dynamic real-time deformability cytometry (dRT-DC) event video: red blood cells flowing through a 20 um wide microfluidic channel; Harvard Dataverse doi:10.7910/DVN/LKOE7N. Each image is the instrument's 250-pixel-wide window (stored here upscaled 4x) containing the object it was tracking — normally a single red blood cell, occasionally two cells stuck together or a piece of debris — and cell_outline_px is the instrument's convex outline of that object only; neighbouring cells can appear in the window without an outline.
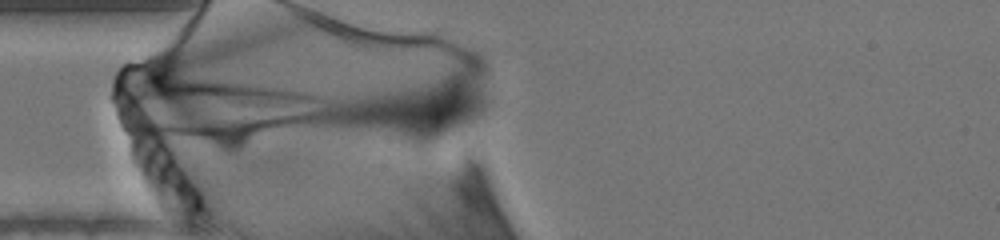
{"species": "human", "species_latin": "Homo sapiens", "temperature_condition": "warm", "stored_images_in_passage": 54, "segment_of_instrument_passage": [1, 2], "camera_frame_rate_fps": 3000, "um_per_image_px": 0.085, "donor": {"sex": "male"}, "frame": {"image": 1, "passage_image": 16, "time_ms": 5.0, "image_size_px": [1000, 240], "cell_outline_px": [[316, 96], [308, 120], [232, 140], [148, 136], [124, 132], [120, 128], [116, 116], [116, 108], [140, 84], [156, 76], [160, 76], [220, 80], [256, 84], [304, 92]], "centroid_in_image_um": [17.83, 9.24], "position_along_channel_um": 67.2, "area_um2": 70.0}}